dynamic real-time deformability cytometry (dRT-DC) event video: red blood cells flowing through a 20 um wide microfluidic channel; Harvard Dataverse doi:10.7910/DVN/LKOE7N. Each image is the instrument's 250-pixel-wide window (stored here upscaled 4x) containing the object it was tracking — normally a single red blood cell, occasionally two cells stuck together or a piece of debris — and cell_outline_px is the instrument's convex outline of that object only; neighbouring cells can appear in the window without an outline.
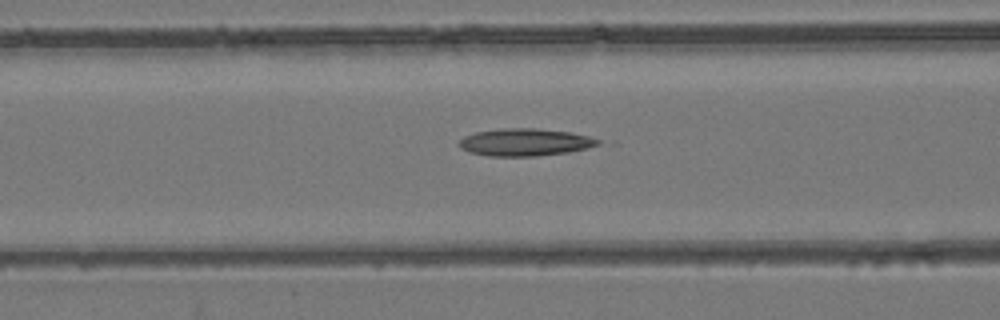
{"species": "common noctule bat (a hibernating species)", "species_latin": "Nyctalus noctula", "temperature_condition": "room temperature", "stored_images_in_passage": 35, "camera_frame_rate_fps": 3000, "um_per_image_px": 0.085, "animal": {"sex": "female", "body_mass_g": 24.6, "forearm_length_mm": 56.2}, "frame": {"image": 1, "passage_image": 10, "time_ms": 3.0, "image_size_px": [1000, 320], "cell_outline_px": [[600, 144], [588, 148], [568, 152], [536, 156], [488, 156], [468, 152], [460, 148], [456, 144], [464, 136], [476, 132], [500, 128], [536, 128], [568, 132], [588, 136], [600, 140]], "centroid_in_image_um": [44.58, 12.09], "position_along_channel_um": 122.0, "area_um2": 22.25}}
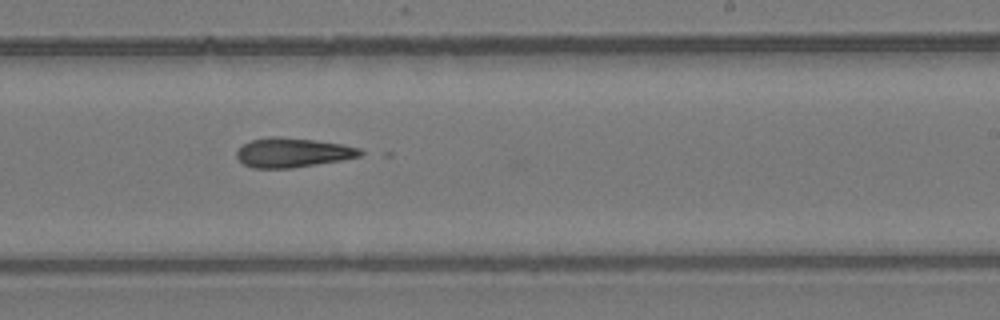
{"frame": {"image": 2, "passage_image": 21, "time_ms": 6.667, "image_size_px": [1000, 320], "cell_outline_px": [[368, 152], [360, 156], [344, 160], [292, 168], [252, 168], [244, 164], [236, 156], [236, 152], [244, 144], [252, 140], [272, 136], [276, 136], [316, 140], [340, 144], [360, 148]], "centroid_in_image_um": [24.93, 12.97], "position_along_channel_um": 264.1, "area_um2": 21.27}}
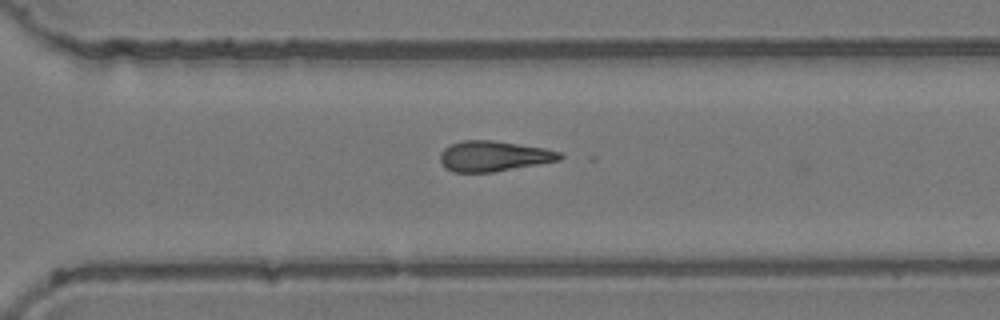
{"frame": {"image": 3, "passage_image": 26, "time_ms": 8.333, "image_size_px": [1000, 320], "cell_outline_px": [[564, 156], [560, 160], [492, 172], [452, 172], [444, 168], [440, 160], [440, 152], [444, 148], [452, 144], [464, 140], [492, 140], [544, 148], [560, 152]], "centroid_in_image_um": [41.93, 13.27], "position_along_channel_um": 328.7, "area_um2": 21.1}, "authors_computed_cell_mechanics": {"area_um2": 20.9814, "velocity_mm_per_s": 3.8864, "shape_relaxation_time_tau1_ms": null, "shape_relaxation_time_tau2_ms": 8.0606, "deformation_change_tau1": null, "deformation_change_tau2": 0.2043}}